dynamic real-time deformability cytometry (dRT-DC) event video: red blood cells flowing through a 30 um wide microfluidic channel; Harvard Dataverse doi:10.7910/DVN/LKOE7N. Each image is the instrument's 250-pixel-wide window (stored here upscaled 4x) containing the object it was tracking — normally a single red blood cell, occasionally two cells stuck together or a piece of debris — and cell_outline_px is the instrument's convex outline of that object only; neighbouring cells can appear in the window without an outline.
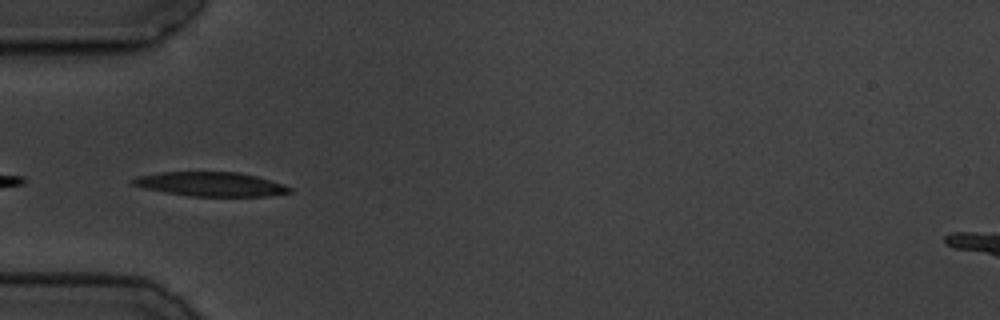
{"species": "common noctule bat (a hibernating species)", "species_latin": "Nyctalus noctula", "temperature_condition": "cold", "stored_images_in_passage": 4, "camera_frame_rate_fps": 3000, "um_per_image_px": 0.085, "animal": {"sex": "male", "body_mass_g": 19.5, "forearm_length_mm": 54.6}, "frame": {"image": 1, "passage_image": 1, "time_ms": 0.0, "image_size_px": [1000, 320], "cell_outline_px": [[292, 192], [268, 196], [188, 196], [164, 192], [144, 188], [132, 184], [128, 180], [136, 176], [160, 172], [236, 172], [256, 176], [284, 184], [292, 188]], "centroid_in_image_um": [17.88, 15.65], "position_along_channel_um": 67.1, "area_um2": 22.2}}